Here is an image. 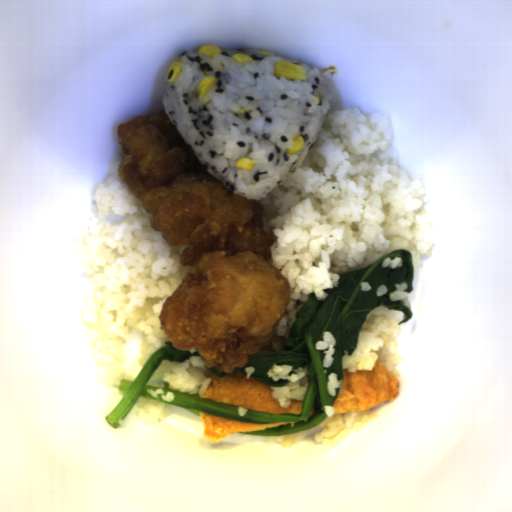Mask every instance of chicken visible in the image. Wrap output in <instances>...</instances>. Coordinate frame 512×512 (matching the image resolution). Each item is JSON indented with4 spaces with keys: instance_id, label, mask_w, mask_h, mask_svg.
Instances as JSON below:
<instances>
[{
    "instance_id": "1",
    "label": "chicken",
    "mask_w": 512,
    "mask_h": 512,
    "mask_svg": "<svg viewBox=\"0 0 512 512\" xmlns=\"http://www.w3.org/2000/svg\"><path fill=\"white\" fill-rule=\"evenodd\" d=\"M128 184L166 244L188 266L158 314L171 347L195 350L230 374L253 359L288 309V279L275 267L262 202L232 194L208 173L166 112L118 125Z\"/></svg>"
}]
</instances>
